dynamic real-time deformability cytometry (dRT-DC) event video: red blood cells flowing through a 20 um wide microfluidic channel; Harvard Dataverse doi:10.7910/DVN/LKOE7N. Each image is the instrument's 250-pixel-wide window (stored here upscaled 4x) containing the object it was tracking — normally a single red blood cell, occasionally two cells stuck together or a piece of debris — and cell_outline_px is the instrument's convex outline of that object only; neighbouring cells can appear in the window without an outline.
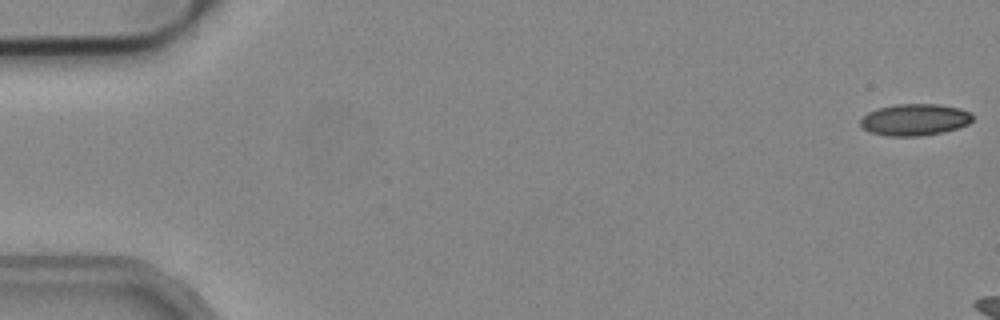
{"species": "common noctule bat (a hibernating species)", "species_latin": "Nyctalus noctula", "temperature_condition": "cold", "stored_images_in_passage": 12, "camera_frame_rate_fps": 3000, "um_per_image_px": 0.085, "animal": {"sex": "male", "body_mass_g": 19.2, "forearm_length_mm": 51.8}, "frame": {"image": 1, "passage_image": 1, "time_ms": 0.0, "image_size_px": [1000, 320], "cell_outline_px": [[972, 120], [968, 124], [944, 132], [920, 136], [888, 136], [868, 132], [860, 124], [860, 120], [868, 112], [876, 108], [896, 104], [936, 104], [960, 108], [972, 112]], "centroid_in_image_um": [77.74, 10.17], "position_along_channel_um": 7.3, "area_um2": 20.81}}